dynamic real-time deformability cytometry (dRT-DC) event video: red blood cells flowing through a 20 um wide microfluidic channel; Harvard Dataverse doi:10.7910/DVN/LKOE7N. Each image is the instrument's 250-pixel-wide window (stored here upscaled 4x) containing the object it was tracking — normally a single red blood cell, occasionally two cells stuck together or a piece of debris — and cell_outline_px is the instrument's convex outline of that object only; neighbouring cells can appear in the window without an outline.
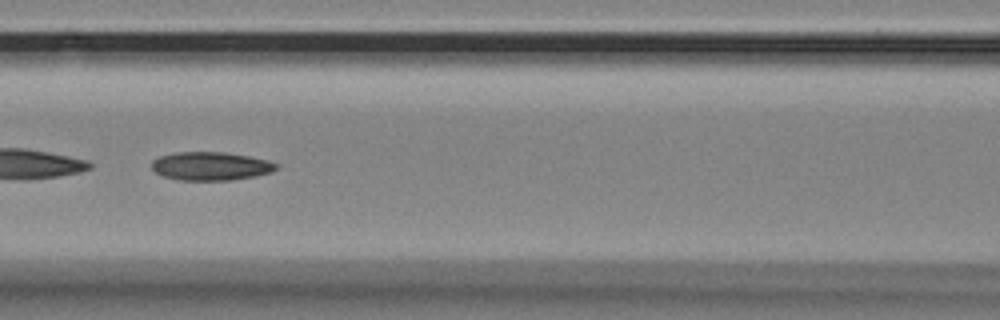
{"species": "Egyptian fruit bat (a non-hibernating species)", "species_latin": "Rousettus aegyptiacus", "temperature_condition": "room temperature", "stored_images_in_passage": 44, "camera_frame_rate_fps": 3000, "um_per_image_px": 0.085, "animal": {"sex": "female"}, "frame": {"image": 1, "passage_image": 20, "time_ms": 6.333, "image_size_px": [1000, 320], "cell_outline_px": [[280, 164], [272, 172], [256, 176], [232, 180], [180, 180], [164, 176], [156, 172], [152, 168], [152, 160], [160, 156], [176, 152], [224, 152], [248, 156], [268, 160]], "centroid_in_image_um": [17.94, 14.12], "position_along_channel_um": 148.7, "area_um2": 20.63}}
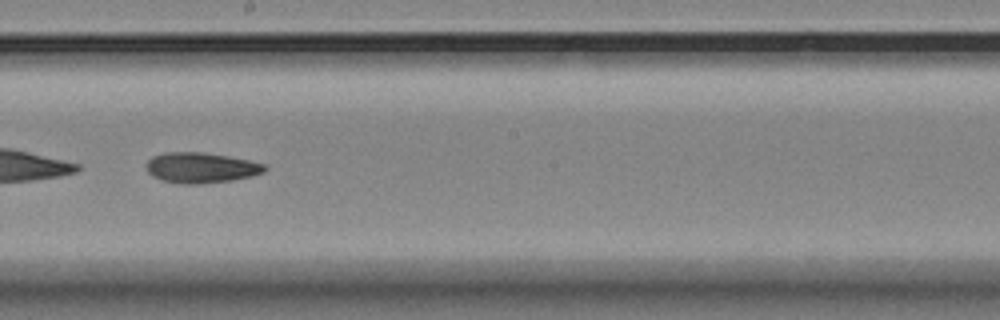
{"frame": {"image": 2, "passage_image": 27, "time_ms": 8.667, "image_size_px": [1000, 320], "cell_outline_px": [[268, 168], [264, 172], [252, 176], [232, 180], [200, 184], [180, 184], [160, 180], [152, 176], [148, 172], [144, 164], [152, 156], [164, 152], [204, 152], [228, 156], [268, 164]], "centroid_in_image_um": [17.07, 14.25], "position_along_channel_um": 231.1, "area_um2": 21.39}}
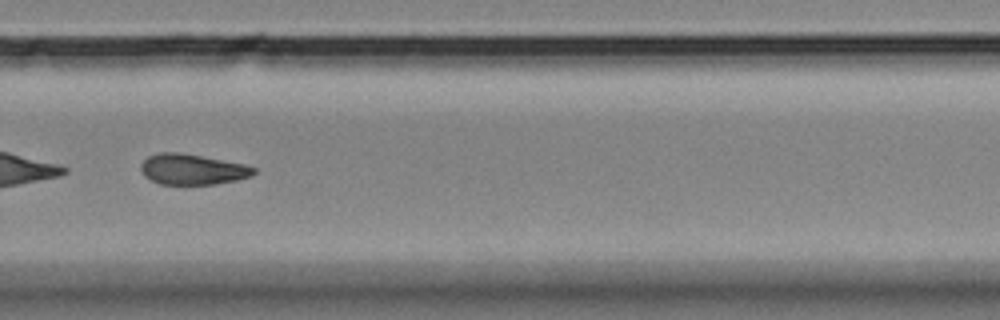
{"frame": {"image": 3, "passage_image": 34, "time_ms": 11.0, "image_size_px": [1000, 320], "cell_outline_px": [[256, 172], [252, 176], [236, 180], [216, 184], [160, 184], [144, 176], [140, 168], [140, 164], [148, 156], [160, 152], [180, 152], [244, 164], [256, 168]], "centroid_in_image_um": [16.35, 14.39], "position_along_channel_um": 313.5, "area_um2": 20.11}, "authors_computed_cell_mechanics": {"area_um2": 21.0681, "velocity_mm_per_s": 3.544, "shape_relaxation_time_tau1_ms": null, "shape_relaxation_time_tau2_ms": 8.0593, "deformation_change_tau1": null, "deformation_change_tau2": 0.1483}}